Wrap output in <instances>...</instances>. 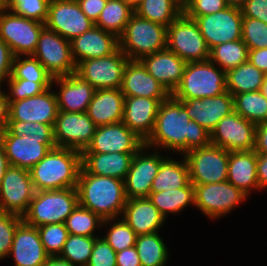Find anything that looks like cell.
<instances>
[{"instance_id": "6da1fadb", "label": "cell", "mask_w": 267, "mask_h": 266, "mask_svg": "<svg viewBox=\"0 0 267 266\" xmlns=\"http://www.w3.org/2000/svg\"><path fill=\"white\" fill-rule=\"evenodd\" d=\"M210 144V132L191 120L183 105L171 95L161 102L154 129L144 142L150 150L163 148L180 155Z\"/></svg>"}, {"instance_id": "7a4b0ae2", "label": "cell", "mask_w": 267, "mask_h": 266, "mask_svg": "<svg viewBox=\"0 0 267 266\" xmlns=\"http://www.w3.org/2000/svg\"><path fill=\"white\" fill-rule=\"evenodd\" d=\"M77 191L79 205L103 220L122 216L127 202L123 180L89 174L81 168Z\"/></svg>"}, {"instance_id": "3957f363", "label": "cell", "mask_w": 267, "mask_h": 266, "mask_svg": "<svg viewBox=\"0 0 267 266\" xmlns=\"http://www.w3.org/2000/svg\"><path fill=\"white\" fill-rule=\"evenodd\" d=\"M81 168V152L55 147L29 171L35 191H44L77 188Z\"/></svg>"}, {"instance_id": "277c9868", "label": "cell", "mask_w": 267, "mask_h": 266, "mask_svg": "<svg viewBox=\"0 0 267 266\" xmlns=\"http://www.w3.org/2000/svg\"><path fill=\"white\" fill-rule=\"evenodd\" d=\"M226 91V72L207 60L186 63L180 84L171 96L176 100L201 99Z\"/></svg>"}, {"instance_id": "5b68a950", "label": "cell", "mask_w": 267, "mask_h": 266, "mask_svg": "<svg viewBox=\"0 0 267 266\" xmlns=\"http://www.w3.org/2000/svg\"><path fill=\"white\" fill-rule=\"evenodd\" d=\"M78 204L77 188L35 191L22 219L34 227L64 223Z\"/></svg>"}, {"instance_id": "8992f818", "label": "cell", "mask_w": 267, "mask_h": 266, "mask_svg": "<svg viewBox=\"0 0 267 266\" xmlns=\"http://www.w3.org/2000/svg\"><path fill=\"white\" fill-rule=\"evenodd\" d=\"M167 27L143 19L135 13L119 39V48L129 60H140L142 57L166 49Z\"/></svg>"}, {"instance_id": "52a82bcc", "label": "cell", "mask_w": 267, "mask_h": 266, "mask_svg": "<svg viewBox=\"0 0 267 266\" xmlns=\"http://www.w3.org/2000/svg\"><path fill=\"white\" fill-rule=\"evenodd\" d=\"M166 48L186 63L207 61L210 56L197 23L184 13L167 27Z\"/></svg>"}, {"instance_id": "ba28073f", "label": "cell", "mask_w": 267, "mask_h": 266, "mask_svg": "<svg viewBox=\"0 0 267 266\" xmlns=\"http://www.w3.org/2000/svg\"><path fill=\"white\" fill-rule=\"evenodd\" d=\"M189 168L192 184H209L227 181L229 151L208 145L186 152L183 155Z\"/></svg>"}, {"instance_id": "9c48e42d", "label": "cell", "mask_w": 267, "mask_h": 266, "mask_svg": "<svg viewBox=\"0 0 267 266\" xmlns=\"http://www.w3.org/2000/svg\"><path fill=\"white\" fill-rule=\"evenodd\" d=\"M45 24L14 14L6 8L0 13V39L14 57L33 55Z\"/></svg>"}, {"instance_id": "30bf717a", "label": "cell", "mask_w": 267, "mask_h": 266, "mask_svg": "<svg viewBox=\"0 0 267 266\" xmlns=\"http://www.w3.org/2000/svg\"><path fill=\"white\" fill-rule=\"evenodd\" d=\"M193 185L194 206L213 220L229 214L248 197L228 181Z\"/></svg>"}, {"instance_id": "8fae6325", "label": "cell", "mask_w": 267, "mask_h": 266, "mask_svg": "<svg viewBox=\"0 0 267 266\" xmlns=\"http://www.w3.org/2000/svg\"><path fill=\"white\" fill-rule=\"evenodd\" d=\"M128 61L129 58L118 48L109 56L79 62L75 74L89 82L96 90L121 88Z\"/></svg>"}, {"instance_id": "7c38bea8", "label": "cell", "mask_w": 267, "mask_h": 266, "mask_svg": "<svg viewBox=\"0 0 267 266\" xmlns=\"http://www.w3.org/2000/svg\"><path fill=\"white\" fill-rule=\"evenodd\" d=\"M54 77L76 72L70 41L61 37L46 26L42 29L36 49L32 55Z\"/></svg>"}, {"instance_id": "4fadbf2b", "label": "cell", "mask_w": 267, "mask_h": 266, "mask_svg": "<svg viewBox=\"0 0 267 266\" xmlns=\"http://www.w3.org/2000/svg\"><path fill=\"white\" fill-rule=\"evenodd\" d=\"M0 143L9 164L26 170H30L56 147L54 138L15 136L7 128L0 132Z\"/></svg>"}, {"instance_id": "5bb4252c", "label": "cell", "mask_w": 267, "mask_h": 266, "mask_svg": "<svg viewBox=\"0 0 267 266\" xmlns=\"http://www.w3.org/2000/svg\"><path fill=\"white\" fill-rule=\"evenodd\" d=\"M242 20L241 9L234 6L194 19L210 50L217 45L240 40Z\"/></svg>"}, {"instance_id": "9a60e30c", "label": "cell", "mask_w": 267, "mask_h": 266, "mask_svg": "<svg viewBox=\"0 0 267 266\" xmlns=\"http://www.w3.org/2000/svg\"><path fill=\"white\" fill-rule=\"evenodd\" d=\"M35 194L30 171L9 166L0 185V212L23 216Z\"/></svg>"}, {"instance_id": "2e32d148", "label": "cell", "mask_w": 267, "mask_h": 266, "mask_svg": "<svg viewBox=\"0 0 267 266\" xmlns=\"http://www.w3.org/2000/svg\"><path fill=\"white\" fill-rule=\"evenodd\" d=\"M96 128L87 112L59 111L53 127L56 147L82 153L92 142Z\"/></svg>"}, {"instance_id": "e0dca14e", "label": "cell", "mask_w": 267, "mask_h": 266, "mask_svg": "<svg viewBox=\"0 0 267 266\" xmlns=\"http://www.w3.org/2000/svg\"><path fill=\"white\" fill-rule=\"evenodd\" d=\"M256 125L236 111L223 117L210 133L211 144L229 152L252 151Z\"/></svg>"}, {"instance_id": "ac0fdd59", "label": "cell", "mask_w": 267, "mask_h": 266, "mask_svg": "<svg viewBox=\"0 0 267 266\" xmlns=\"http://www.w3.org/2000/svg\"><path fill=\"white\" fill-rule=\"evenodd\" d=\"M147 151L149 152V147L144 145L132 158L128 174L124 179L127 199L149 197L152 182L166 158L157 149L150 154Z\"/></svg>"}, {"instance_id": "d6986e66", "label": "cell", "mask_w": 267, "mask_h": 266, "mask_svg": "<svg viewBox=\"0 0 267 266\" xmlns=\"http://www.w3.org/2000/svg\"><path fill=\"white\" fill-rule=\"evenodd\" d=\"M45 26L68 41L80 36L94 26L81 10L78 2L50 0Z\"/></svg>"}, {"instance_id": "ffe728a7", "label": "cell", "mask_w": 267, "mask_h": 266, "mask_svg": "<svg viewBox=\"0 0 267 266\" xmlns=\"http://www.w3.org/2000/svg\"><path fill=\"white\" fill-rule=\"evenodd\" d=\"M144 141L123 122L98 126L92 142L82 153H137Z\"/></svg>"}, {"instance_id": "44dd1931", "label": "cell", "mask_w": 267, "mask_h": 266, "mask_svg": "<svg viewBox=\"0 0 267 266\" xmlns=\"http://www.w3.org/2000/svg\"><path fill=\"white\" fill-rule=\"evenodd\" d=\"M52 88L36 96L9 101V120L45 123L54 127L59 108Z\"/></svg>"}, {"instance_id": "7402d4cb", "label": "cell", "mask_w": 267, "mask_h": 266, "mask_svg": "<svg viewBox=\"0 0 267 266\" xmlns=\"http://www.w3.org/2000/svg\"><path fill=\"white\" fill-rule=\"evenodd\" d=\"M178 101L186 109L189 118L210 133L223 117L234 112V98L228 91L215 97Z\"/></svg>"}, {"instance_id": "603a6c76", "label": "cell", "mask_w": 267, "mask_h": 266, "mask_svg": "<svg viewBox=\"0 0 267 266\" xmlns=\"http://www.w3.org/2000/svg\"><path fill=\"white\" fill-rule=\"evenodd\" d=\"M11 255L15 266H43L50 257L44 249L37 227L24 221L15 230L8 256Z\"/></svg>"}, {"instance_id": "cb8c5ba5", "label": "cell", "mask_w": 267, "mask_h": 266, "mask_svg": "<svg viewBox=\"0 0 267 266\" xmlns=\"http://www.w3.org/2000/svg\"><path fill=\"white\" fill-rule=\"evenodd\" d=\"M59 85V92L54 91L59 111L87 112L89 103L95 93V88L82 80L78 75L54 77L52 86Z\"/></svg>"}, {"instance_id": "d4e9b609", "label": "cell", "mask_w": 267, "mask_h": 266, "mask_svg": "<svg viewBox=\"0 0 267 266\" xmlns=\"http://www.w3.org/2000/svg\"><path fill=\"white\" fill-rule=\"evenodd\" d=\"M160 104L153 98L125 96L122 122L145 142L154 129Z\"/></svg>"}, {"instance_id": "484cf974", "label": "cell", "mask_w": 267, "mask_h": 266, "mask_svg": "<svg viewBox=\"0 0 267 266\" xmlns=\"http://www.w3.org/2000/svg\"><path fill=\"white\" fill-rule=\"evenodd\" d=\"M147 72L170 94L180 84L186 62L167 48L139 60Z\"/></svg>"}, {"instance_id": "4316f807", "label": "cell", "mask_w": 267, "mask_h": 266, "mask_svg": "<svg viewBox=\"0 0 267 266\" xmlns=\"http://www.w3.org/2000/svg\"><path fill=\"white\" fill-rule=\"evenodd\" d=\"M120 89L124 96L153 98L160 102L171 95L147 72L139 60L127 62Z\"/></svg>"}, {"instance_id": "83f0119b", "label": "cell", "mask_w": 267, "mask_h": 266, "mask_svg": "<svg viewBox=\"0 0 267 266\" xmlns=\"http://www.w3.org/2000/svg\"><path fill=\"white\" fill-rule=\"evenodd\" d=\"M76 65L84 60L109 56L119 48V39L112 33L93 26L70 41Z\"/></svg>"}, {"instance_id": "f1b7e54d", "label": "cell", "mask_w": 267, "mask_h": 266, "mask_svg": "<svg viewBox=\"0 0 267 266\" xmlns=\"http://www.w3.org/2000/svg\"><path fill=\"white\" fill-rule=\"evenodd\" d=\"M124 98L120 88L97 89L87 114L97 127L120 123L123 120Z\"/></svg>"}, {"instance_id": "f546056e", "label": "cell", "mask_w": 267, "mask_h": 266, "mask_svg": "<svg viewBox=\"0 0 267 266\" xmlns=\"http://www.w3.org/2000/svg\"><path fill=\"white\" fill-rule=\"evenodd\" d=\"M122 218L137 236L159 232L166 221L149 198L127 199Z\"/></svg>"}, {"instance_id": "4dcf8cb0", "label": "cell", "mask_w": 267, "mask_h": 266, "mask_svg": "<svg viewBox=\"0 0 267 266\" xmlns=\"http://www.w3.org/2000/svg\"><path fill=\"white\" fill-rule=\"evenodd\" d=\"M82 169L89 174L108 176L124 181L136 153H81Z\"/></svg>"}, {"instance_id": "1f68e13d", "label": "cell", "mask_w": 267, "mask_h": 266, "mask_svg": "<svg viewBox=\"0 0 267 266\" xmlns=\"http://www.w3.org/2000/svg\"><path fill=\"white\" fill-rule=\"evenodd\" d=\"M256 168L254 150L229 152L227 181L249 197L252 190H259Z\"/></svg>"}, {"instance_id": "d6a6232c", "label": "cell", "mask_w": 267, "mask_h": 266, "mask_svg": "<svg viewBox=\"0 0 267 266\" xmlns=\"http://www.w3.org/2000/svg\"><path fill=\"white\" fill-rule=\"evenodd\" d=\"M181 161L166 157L155 176L151 192L167 191L169 189H179L185 187L189 182V168L184 156Z\"/></svg>"}, {"instance_id": "836d02e7", "label": "cell", "mask_w": 267, "mask_h": 266, "mask_svg": "<svg viewBox=\"0 0 267 266\" xmlns=\"http://www.w3.org/2000/svg\"><path fill=\"white\" fill-rule=\"evenodd\" d=\"M149 200L166 219L168 214H177L186 207L195 205L194 185L189 182L185 187L161 192H150Z\"/></svg>"}, {"instance_id": "e575fe53", "label": "cell", "mask_w": 267, "mask_h": 266, "mask_svg": "<svg viewBox=\"0 0 267 266\" xmlns=\"http://www.w3.org/2000/svg\"><path fill=\"white\" fill-rule=\"evenodd\" d=\"M266 74L249 61L226 72V88L232 95L258 91L261 89Z\"/></svg>"}, {"instance_id": "d590c367", "label": "cell", "mask_w": 267, "mask_h": 266, "mask_svg": "<svg viewBox=\"0 0 267 266\" xmlns=\"http://www.w3.org/2000/svg\"><path fill=\"white\" fill-rule=\"evenodd\" d=\"M134 13L168 27L183 13V3L180 0H141Z\"/></svg>"}, {"instance_id": "8d00e7d4", "label": "cell", "mask_w": 267, "mask_h": 266, "mask_svg": "<svg viewBox=\"0 0 267 266\" xmlns=\"http://www.w3.org/2000/svg\"><path fill=\"white\" fill-rule=\"evenodd\" d=\"M133 14L134 9L123 1L107 0L94 25L119 38Z\"/></svg>"}, {"instance_id": "74e56055", "label": "cell", "mask_w": 267, "mask_h": 266, "mask_svg": "<svg viewBox=\"0 0 267 266\" xmlns=\"http://www.w3.org/2000/svg\"><path fill=\"white\" fill-rule=\"evenodd\" d=\"M159 232L139 235L135 247L142 266H166L169 252Z\"/></svg>"}, {"instance_id": "f35d334b", "label": "cell", "mask_w": 267, "mask_h": 266, "mask_svg": "<svg viewBox=\"0 0 267 266\" xmlns=\"http://www.w3.org/2000/svg\"><path fill=\"white\" fill-rule=\"evenodd\" d=\"M249 49L240 39L226 42L210 50L209 60L225 72L248 61Z\"/></svg>"}, {"instance_id": "ab89813d", "label": "cell", "mask_w": 267, "mask_h": 266, "mask_svg": "<svg viewBox=\"0 0 267 266\" xmlns=\"http://www.w3.org/2000/svg\"><path fill=\"white\" fill-rule=\"evenodd\" d=\"M234 111L255 125L267 121V98L258 91L233 96Z\"/></svg>"}, {"instance_id": "60d3db41", "label": "cell", "mask_w": 267, "mask_h": 266, "mask_svg": "<svg viewBox=\"0 0 267 266\" xmlns=\"http://www.w3.org/2000/svg\"><path fill=\"white\" fill-rule=\"evenodd\" d=\"M103 221L100 216L78 204L66 218L64 224L69 234L99 237V235H94L96 234L95 229H100Z\"/></svg>"}, {"instance_id": "b9f144b4", "label": "cell", "mask_w": 267, "mask_h": 266, "mask_svg": "<svg viewBox=\"0 0 267 266\" xmlns=\"http://www.w3.org/2000/svg\"><path fill=\"white\" fill-rule=\"evenodd\" d=\"M96 238L69 234L58 257L75 266H87Z\"/></svg>"}, {"instance_id": "7bdbcfd3", "label": "cell", "mask_w": 267, "mask_h": 266, "mask_svg": "<svg viewBox=\"0 0 267 266\" xmlns=\"http://www.w3.org/2000/svg\"><path fill=\"white\" fill-rule=\"evenodd\" d=\"M102 226H108L103 238L116 253L135 246L137 235L122 217L105 219Z\"/></svg>"}, {"instance_id": "ee69618b", "label": "cell", "mask_w": 267, "mask_h": 266, "mask_svg": "<svg viewBox=\"0 0 267 266\" xmlns=\"http://www.w3.org/2000/svg\"><path fill=\"white\" fill-rule=\"evenodd\" d=\"M16 56L12 62L9 79H25L33 82H52L53 76L32 55Z\"/></svg>"}, {"instance_id": "f6af8a7d", "label": "cell", "mask_w": 267, "mask_h": 266, "mask_svg": "<svg viewBox=\"0 0 267 266\" xmlns=\"http://www.w3.org/2000/svg\"><path fill=\"white\" fill-rule=\"evenodd\" d=\"M41 242L50 257H57L62 252L69 233L64 223L47 224L37 227Z\"/></svg>"}, {"instance_id": "bcb514c9", "label": "cell", "mask_w": 267, "mask_h": 266, "mask_svg": "<svg viewBox=\"0 0 267 266\" xmlns=\"http://www.w3.org/2000/svg\"><path fill=\"white\" fill-rule=\"evenodd\" d=\"M50 0H9L5 8L14 14L46 23Z\"/></svg>"}, {"instance_id": "7dc6e473", "label": "cell", "mask_w": 267, "mask_h": 266, "mask_svg": "<svg viewBox=\"0 0 267 266\" xmlns=\"http://www.w3.org/2000/svg\"><path fill=\"white\" fill-rule=\"evenodd\" d=\"M241 40L249 50L267 48V24L260 20L243 17Z\"/></svg>"}, {"instance_id": "c3c4849f", "label": "cell", "mask_w": 267, "mask_h": 266, "mask_svg": "<svg viewBox=\"0 0 267 266\" xmlns=\"http://www.w3.org/2000/svg\"><path fill=\"white\" fill-rule=\"evenodd\" d=\"M9 101H18L41 94L46 89L52 87V82H33L25 79H8Z\"/></svg>"}, {"instance_id": "681fc988", "label": "cell", "mask_w": 267, "mask_h": 266, "mask_svg": "<svg viewBox=\"0 0 267 266\" xmlns=\"http://www.w3.org/2000/svg\"><path fill=\"white\" fill-rule=\"evenodd\" d=\"M22 221L17 214L0 212V260L8 257L15 230Z\"/></svg>"}, {"instance_id": "f907efd6", "label": "cell", "mask_w": 267, "mask_h": 266, "mask_svg": "<svg viewBox=\"0 0 267 266\" xmlns=\"http://www.w3.org/2000/svg\"><path fill=\"white\" fill-rule=\"evenodd\" d=\"M7 129L15 136L30 135L35 139L54 138V129L50 124L9 120Z\"/></svg>"}, {"instance_id": "816d5d0a", "label": "cell", "mask_w": 267, "mask_h": 266, "mask_svg": "<svg viewBox=\"0 0 267 266\" xmlns=\"http://www.w3.org/2000/svg\"><path fill=\"white\" fill-rule=\"evenodd\" d=\"M225 0H186L183 3V13L190 19L205 16L225 9Z\"/></svg>"}, {"instance_id": "f5cc1de1", "label": "cell", "mask_w": 267, "mask_h": 266, "mask_svg": "<svg viewBox=\"0 0 267 266\" xmlns=\"http://www.w3.org/2000/svg\"><path fill=\"white\" fill-rule=\"evenodd\" d=\"M87 266H116V252L103 237L96 238Z\"/></svg>"}, {"instance_id": "db71d44e", "label": "cell", "mask_w": 267, "mask_h": 266, "mask_svg": "<svg viewBox=\"0 0 267 266\" xmlns=\"http://www.w3.org/2000/svg\"><path fill=\"white\" fill-rule=\"evenodd\" d=\"M240 9L243 17L260 20L267 24V0H246Z\"/></svg>"}, {"instance_id": "11a10c76", "label": "cell", "mask_w": 267, "mask_h": 266, "mask_svg": "<svg viewBox=\"0 0 267 266\" xmlns=\"http://www.w3.org/2000/svg\"><path fill=\"white\" fill-rule=\"evenodd\" d=\"M14 55L9 46L0 39V88L10 78Z\"/></svg>"}, {"instance_id": "9f6ffc18", "label": "cell", "mask_w": 267, "mask_h": 266, "mask_svg": "<svg viewBox=\"0 0 267 266\" xmlns=\"http://www.w3.org/2000/svg\"><path fill=\"white\" fill-rule=\"evenodd\" d=\"M107 0H79L82 12L92 21L96 22Z\"/></svg>"}, {"instance_id": "6f0895ef", "label": "cell", "mask_w": 267, "mask_h": 266, "mask_svg": "<svg viewBox=\"0 0 267 266\" xmlns=\"http://www.w3.org/2000/svg\"><path fill=\"white\" fill-rule=\"evenodd\" d=\"M116 266H142L136 247L126 248L117 252Z\"/></svg>"}, {"instance_id": "680465c9", "label": "cell", "mask_w": 267, "mask_h": 266, "mask_svg": "<svg viewBox=\"0 0 267 266\" xmlns=\"http://www.w3.org/2000/svg\"><path fill=\"white\" fill-rule=\"evenodd\" d=\"M254 151L257 154H267V121L256 125Z\"/></svg>"}, {"instance_id": "91938a15", "label": "cell", "mask_w": 267, "mask_h": 266, "mask_svg": "<svg viewBox=\"0 0 267 266\" xmlns=\"http://www.w3.org/2000/svg\"><path fill=\"white\" fill-rule=\"evenodd\" d=\"M248 61L267 75V48L249 50Z\"/></svg>"}, {"instance_id": "94428289", "label": "cell", "mask_w": 267, "mask_h": 266, "mask_svg": "<svg viewBox=\"0 0 267 266\" xmlns=\"http://www.w3.org/2000/svg\"><path fill=\"white\" fill-rule=\"evenodd\" d=\"M256 170L259 190L267 189V154H257Z\"/></svg>"}, {"instance_id": "6125c7cd", "label": "cell", "mask_w": 267, "mask_h": 266, "mask_svg": "<svg viewBox=\"0 0 267 266\" xmlns=\"http://www.w3.org/2000/svg\"><path fill=\"white\" fill-rule=\"evenodd\" d=\"M9 122V100L7 93L0 88V132L5 130Z\"/></svg>"}, {"instance_id": "be15d7a7", "label": "cell", "mask_w": 267, "mask_h": 266, "mask_svg": "<svg viewBox=\"0 0 267 266\" xmlns=\"http://www.w3.org/2000/svg\"><path fill=\"white\" fill-rule=\"evenodd\" d=\"M10 166L8 159L5 155V151L0 143V185L2 182V178L4 177L5 171Z\"/></svg>"}, {"instance_id": "e7e4bbea", "label": "cell", "mask_w": 267, "mask_h": 266, "mask_svg": "<svg viewBox=\"0 0 267 266\" xmlns=\"http://www.w3.org/2000/svg\"><path fill=\"white\" fill-rule=\"evenodd\" d=\"M43 266H75L69 261L57 257H49Z\"/></svg>"}, {"instance_id": "03108f58", "label": "cell", "mask_w": 267, "mask_h": 266, "mask_svg": "<svg viewBox=\"0 0 267 266\" xmlns=\"http://www.w3.org/2000/svg\"><path fill=\"white\" fill-rule=\"evenodd\" d=\"M246 0H225L228 6L241 7Z\"/></svg>"}, {"instance_id": "003e7915", "label": "cell", "mask_w": 267, "mask_h": 266, "mask_svg": "<svg viewBox=\"0 0 267 266\" xmlns=\"http://www.w3.org/2000/svg\"><path fill=\"white\" fill-rule=\"evenodd\" d=\"M121 1L129 5L132 9H135L139 5L141 0H121Z\"/></svg>"}, {"instance_id": "a7ac6f4b", "label": "cell", "mask_w": 267, "mask_h": 266, "mask_svg": "<svg viewBox=\"0 0 267 266\" xmlns=\"http://www.w3.org/2000/svg\"><path fill=\"white\" fill-rule=\"evenodd\" d=\"M260 92L267 98V75L265 76Z\"/></svg>"}, {"instance_id": "89a4df30", "label": "cell", "mask_w": 267, "mask_h": 266, "mask_svg": "<svg viewBox=\"0 0 267 266\" xmlns=\"http://www.w3.org/2000/svg\"><path fill=\"white\" fill-rule=\"evenodd\" d=\"M5 9L4 3L0 0V13Z\"/></svg>"}, {"instance_id": "2644e50d", "label": "cell", "mask_w": 267, "mask_h": 266, "mask_svg": "<svg viewBox=\"0 0 267 266\" xmlns=\"http://www.w3.org/2000/svg\"><path fill=\"white\" fill-rule=\"evenodd\" d=\"M1 1L4 3V5H6L9 2V0H1Z\"/></svg>"}]
</instances>
